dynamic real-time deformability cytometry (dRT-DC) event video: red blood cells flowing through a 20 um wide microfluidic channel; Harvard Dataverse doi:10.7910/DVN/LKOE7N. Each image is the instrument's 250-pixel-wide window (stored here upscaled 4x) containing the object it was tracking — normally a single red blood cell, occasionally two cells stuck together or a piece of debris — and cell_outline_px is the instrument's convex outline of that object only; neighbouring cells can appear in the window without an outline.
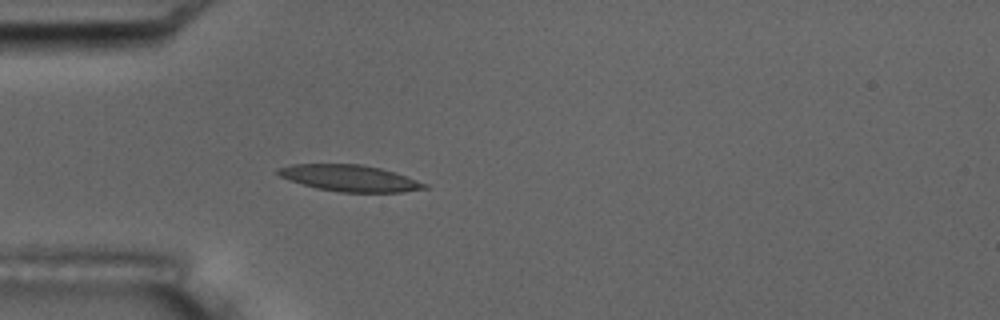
{"species": "common noctule bat (a hibernating species)", "species_latin": "Nyctalus noctula", "temperature_condition": "room temperature", "stored_images_in_passage": 4, "camera_frame_rate_fps": 3000, "um_per_image_px": 0.085, "animal": {"sex": "male", "body_mass_g": 17.5, "forearm_length_mm": 52.3}, "frame": {"image": 1, "passage_image": 4, "time_ms": 3.667, "image_size_px": [1000, 320], "cell_outline_px": [[428, 188], [400, 192], [340, 192], [316, 188], [280, 176], [276, 172], [276, 168], [292, 164], [360, 164], [380, 168], [396, 172], [428, 184]], "centroid_in_image_um": [29.75, 15.14], "position_along_channel_um": 55.3, "area_um2": 22.43}}